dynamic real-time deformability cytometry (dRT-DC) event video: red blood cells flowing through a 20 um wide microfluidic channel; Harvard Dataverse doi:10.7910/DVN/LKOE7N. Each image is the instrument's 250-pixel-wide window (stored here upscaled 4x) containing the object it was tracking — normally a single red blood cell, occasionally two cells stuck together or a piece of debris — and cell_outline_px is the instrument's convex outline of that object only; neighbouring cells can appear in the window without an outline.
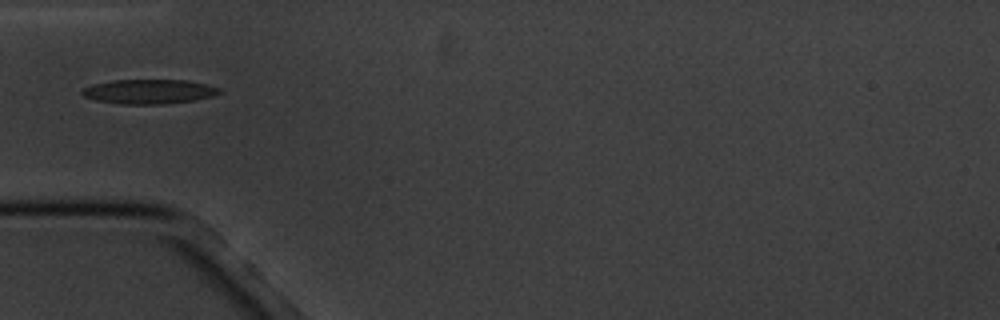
{"species": "common noctule bat (a hibernating species)", "species_latin": "Nyctalus noctula", "temperature_condition": "cold", "stored_images_in_passage": 10, "camera_frame_rate_fps": 3000, "um_per_image_px": 0.085, "animal": {"sex": "male", "body_mass_g": 20.1, "forearm_length_mm": 53.5}, "frame": {"image": 1, "passage_image": 4, "time_ms": 4.333, "image_size_px": [1000, 320], "cell_outline_px": [[220, 92], [212, 96], [196, 100], [164, 104], [120, 104], [96, 100], [84, 96], [80, 92], [84, 88], [92, 84], [112, 80], [188, 80], [220, 88]], "centroid_in_image_um": [12.64, 7.78], "position_along_channel_um": 72.4, "area_um2": 19.54}}
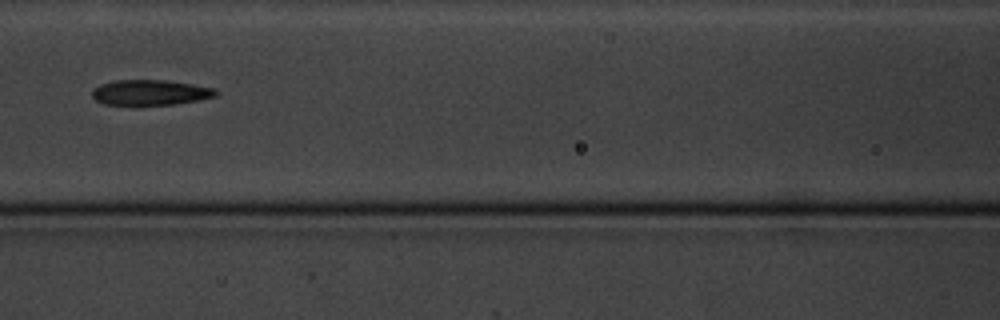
{"frame": {"image": 2, "passage_image": 6, "time_ms": 6.667, "image_size_px": [1000, 320], "cell_outline_px": [[220, 92], [216, 96], [200, 100], [172, 104], [140, 108], [136, 108], [104, 104], [96, 100], [92, 96], [92, 92], [100, 84], [116, 80], [164, 80], [192, 84], [216, 88]], "centroid_in_image_um": [12.77, 7.91], "position_along_channel_um": 153.8, "area_um2": 19.13}}
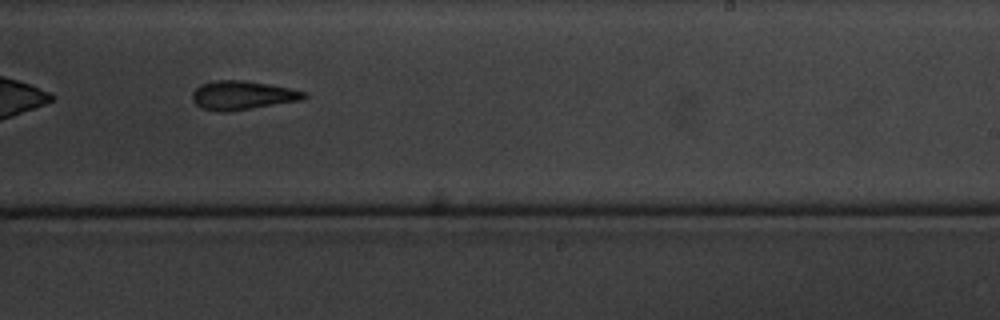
{"frame": {"image": 3, "passage_image": 9, "time_ms": 10.0, "image_size_px": [1000, 320], "cell_outline_px": [[308, 96], [300, 100], [252, 108], [224, 112], [216, 112], [200, 108], [192, 100], [192, 92], [200, 84], [212, 80], [240, 80], [268, 84], [308, 92]], "centroid_in_image_um": [20.55, 8.1], "position_along_channel_um": 268.4, "area_um2": 18.79}}